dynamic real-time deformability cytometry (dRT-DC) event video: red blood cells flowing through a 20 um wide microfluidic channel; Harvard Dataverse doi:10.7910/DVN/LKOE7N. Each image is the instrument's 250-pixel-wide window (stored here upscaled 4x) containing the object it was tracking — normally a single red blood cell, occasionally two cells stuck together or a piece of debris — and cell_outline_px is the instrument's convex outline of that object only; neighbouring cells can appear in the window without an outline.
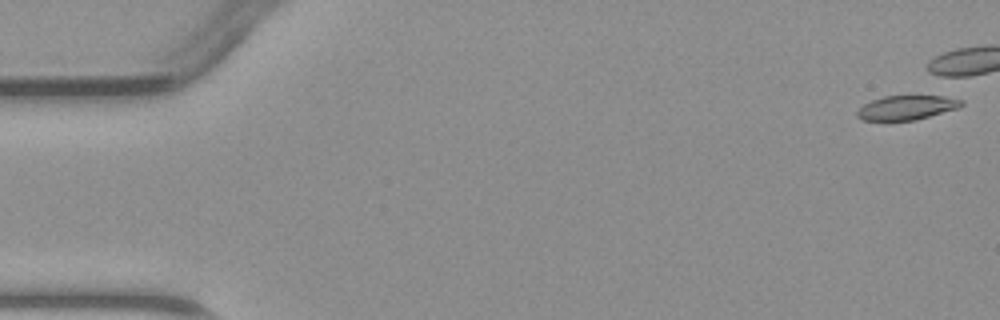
{"species": "common noctule bat (a hibernating species)", "species_latin": "Nyctalus noctula", "temperature_condition": "warm", "stored_images_in_passage": 5, "camera_frame_rate_fps": 3000, "um_per_image_px": 0.085, "animal": {"sex": "male", "body_mass_g": 23.1, "forearm_length_mm": 52.7}, "frame": {"image": 1, "passage_image": 1, "time_ms": 0.0, "image_size_px": [1000, 320], "cell_outline_px": [[964, 104], [960, 108], [916, 120], [860, 120], [856, 116], [856, 112], [864, 104], [872, 100], [884, 96], [944, 96], [964, 100]], "centroid_in_image_um": [77.1, 9.15], "position_along_channel_um": 7.9, "area_um2": 14.85}}